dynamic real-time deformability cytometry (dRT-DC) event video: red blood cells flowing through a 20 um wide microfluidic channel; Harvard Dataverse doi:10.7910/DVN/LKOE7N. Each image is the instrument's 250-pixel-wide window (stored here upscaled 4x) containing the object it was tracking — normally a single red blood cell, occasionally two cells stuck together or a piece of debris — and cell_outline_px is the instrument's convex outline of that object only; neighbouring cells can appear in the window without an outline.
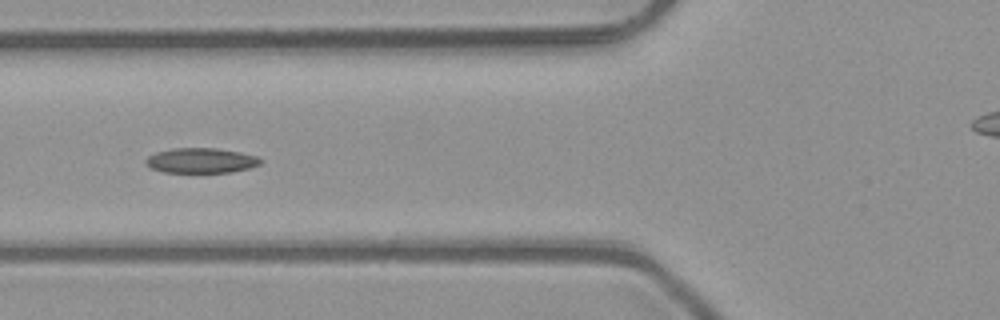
{"species": "common noctule bat (a hibernating species)", "species_latin": "Nyctalus noctula", "temperature_condition": "room temperature", "stored_images_in_passage": 6, "camera_frame_rate_fps": 3000, "um_per_image_px": 0.085, "animal": {"sex": "male", "body_mass_g": 23.1, "forearm_length_mm": 52.7}, "frame": {"image": 1, "passage_image": 6, "time_ms": 1.667, "image_size_px": [1000, 320], "cell_outline_px": [[264, 160], [260, 164], [248, 168], [232, 172], [164, 172], [148, 168], [144, 164], [144, 160], [148, 156], [156, 152], [176, 148], [216, 148], [240, 152], [256, 156]], "centroid_in_image_um": [17.05, 13.65], "position_along_channel_um": 108.7, "area_um2": 16.82}}